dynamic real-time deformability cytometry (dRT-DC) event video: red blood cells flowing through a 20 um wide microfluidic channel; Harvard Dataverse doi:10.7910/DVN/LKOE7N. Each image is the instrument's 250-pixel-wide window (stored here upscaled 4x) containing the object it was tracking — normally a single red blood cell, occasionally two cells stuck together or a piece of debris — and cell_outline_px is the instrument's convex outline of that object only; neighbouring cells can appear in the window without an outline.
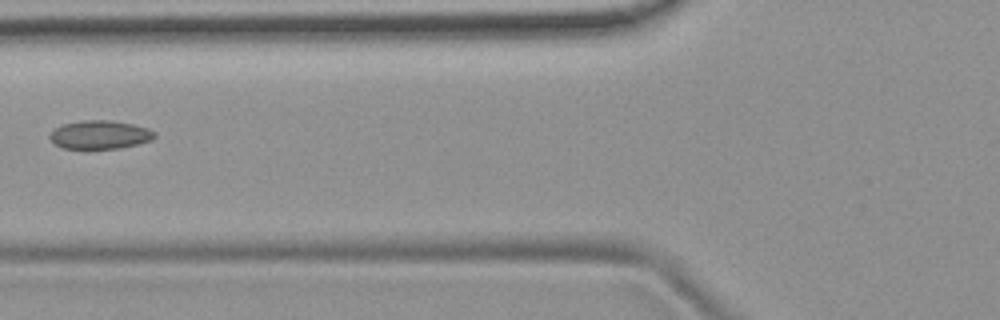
{"species": "common noctule bat (a hibernating species)", "species_latin": "Nyctalus noctula", "temperature_condition": "room temperature", "stored_images_in_passage": 2, "camera_frame_rate_fps": 3000, "um_per_image_px": 0.085, "animal": {"sex": "female", "body_mass_g": 19.9}, "frame": {"image": 1, "passage_image": 2, "time_ms": 2.0, "image_size_px": [1000, 320], "cell_outline_px": [[156, 136], [152, 140], [120, 148], [64, 148], [56, 144], [48, 136], [60, 124], [80, 120], [112, 120], [132, 124], [148, 128], [156, 132]], "centroid_in_image_um": [8.51, 11.43], "position_along_channel_um": 117.3, "area_um2": 17.34}}